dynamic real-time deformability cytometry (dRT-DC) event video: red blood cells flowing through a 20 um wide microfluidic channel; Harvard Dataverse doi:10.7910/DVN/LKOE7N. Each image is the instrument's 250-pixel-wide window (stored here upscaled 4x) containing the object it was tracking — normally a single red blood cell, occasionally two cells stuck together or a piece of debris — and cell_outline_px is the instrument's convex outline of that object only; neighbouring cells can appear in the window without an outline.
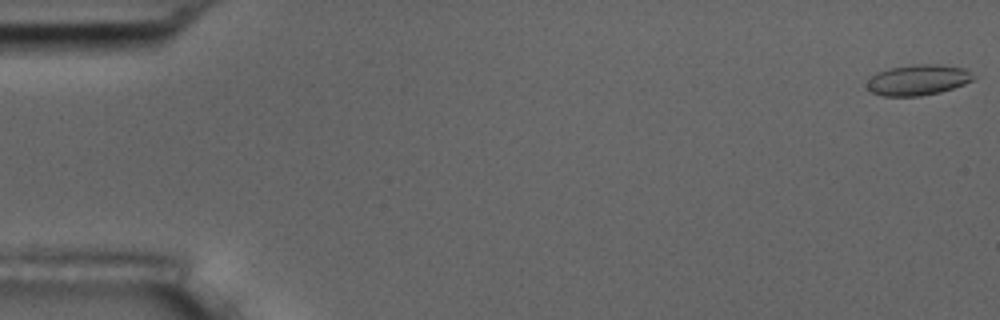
{"species": "common noctule bat (a hibernating species)", "species_latin": "Nyctalus noctula", "temperature_condition": "room temperature", "stored_images_in_passage": 5, "segment_of_instrument_passage": [2, 2], "camera_frame_rate_fps": 3000, "um_per_image_px": 0.085, "animal": {"sex": "male", "body_mass_g": 17.5, "forearm_length_mm": 52.3}, "frame": {"image": 1, "passage_image": 5, "time_ms": 5.333, "image_size_px": [1000, 320], "cell_outline_px": [[976, 76], [972, 80], [964, 84], [940, 92], [920, 96], [884, 96], [872, 92], [868, 88], [868, 80], [876, 72], [892, 68], [912, 64], [940, 64], [964, 68]], "centroid_in_image_um": [78.05, 6.79], "position_along_channel_um": 7.0, "area_um2": 18.9}}